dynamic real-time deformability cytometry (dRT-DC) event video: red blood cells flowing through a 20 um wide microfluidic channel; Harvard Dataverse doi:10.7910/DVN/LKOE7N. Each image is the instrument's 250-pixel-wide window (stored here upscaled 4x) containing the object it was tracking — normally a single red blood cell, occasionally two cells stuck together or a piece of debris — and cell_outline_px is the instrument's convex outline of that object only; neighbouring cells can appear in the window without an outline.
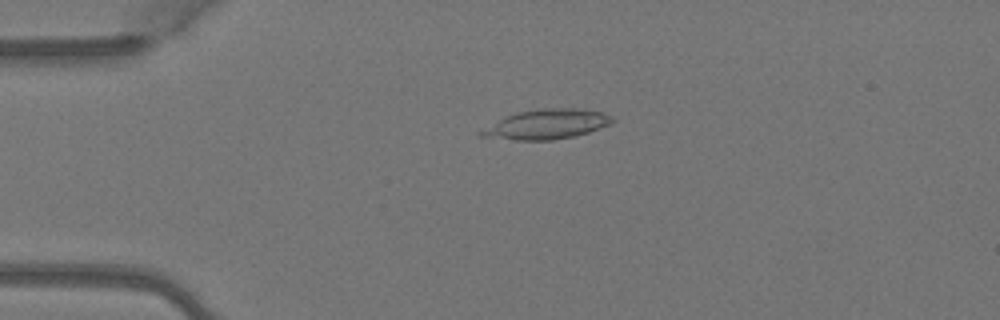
{"species": "Egyptian fruit bat (a non-hibernating species)", "species_latin": "Rousettus aegyptiacus", "temperature_condition": "warm", "stored_images_in_passage": 7, "camera_frame_rate_fps": 3000, "um_per_image_px": 0.085, "animal": {"sex": "female"}, "frame": {"image": 1, "passage_image": 4, "time_ms": 1.0, "image_size_px": [1000, 320], "cell_outline_px": [[616, 120], [608, 124], [588, 132], [576, 136], [552, 140], [516, 140], [480, 136], [476, 132], [516, 112], [540, 108], [576, 108], [604, 112], [612, 116]], "centroid_in_image_um": [46.49, 10.56], "position_along_channel_um": 38.5, "area_um2": 22.6}}
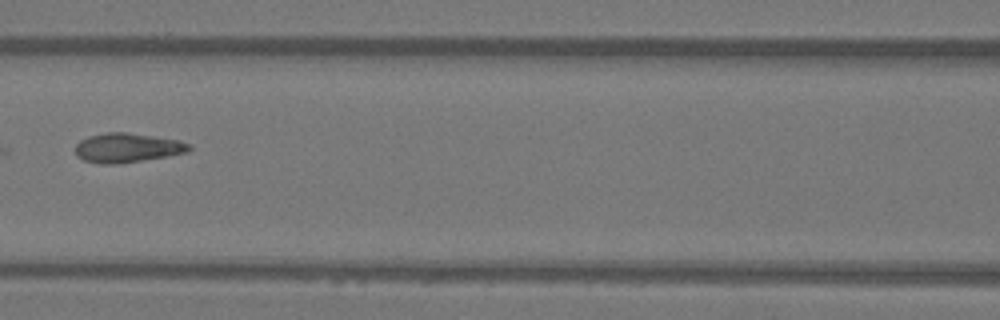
{"frame": {"image": 2, "passage_image": 7, "time_ms": 2.0, "image_size_px": [1000, 320], "cell_outline_px": [[192, 148], [188, 152], [168, 156], [120, 164], [100, 164], [84, 160], [76, 156], [76, 144], [80, 140], [88, 136], [108, 132], [128, 132], [180, 140], [192, 144]], "centroid_in_image_um": [10.84, 12.56], "position_along_channel_um": 155.8, "area_um2": 19.71}}